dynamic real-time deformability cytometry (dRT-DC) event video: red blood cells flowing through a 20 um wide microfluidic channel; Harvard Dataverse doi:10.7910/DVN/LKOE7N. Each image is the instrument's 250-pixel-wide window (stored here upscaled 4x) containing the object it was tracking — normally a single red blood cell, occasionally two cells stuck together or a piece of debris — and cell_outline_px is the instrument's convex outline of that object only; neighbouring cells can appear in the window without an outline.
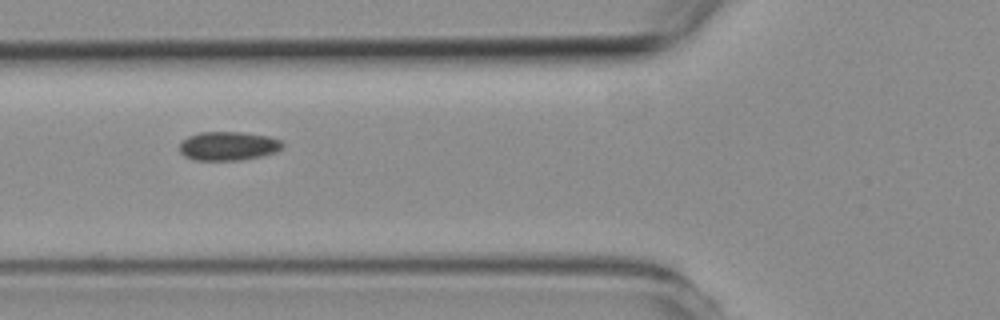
{"species": "common noctule bat (a hibernating species)", "species_latin": "Nyctalus noctula", "temperature_condition": "room temperature", "stored_images_in_passage": 7, "camera_frame_rate_fps": 3000, "um_per_image_px": 0.085, "animal": {"sex": "female", "body_mass_g": 19.3, "forearm_length_mm": 54.1}, "frame": {"image": 1, "passage_image": 3, "time_ms": 3.333, "image_size_px": [1000, 320], "cell_outline_px": [[284, 144], [276, 152], [260, 156], [240, 160], [192, 160], [184, 156], [180, 152], [180, 144], [188, 136], [200, 132], [240, 132], [268, 136], [280, 140]], "centroid_in_image_um": [19.38, 12.41], "position_along_channel_um": 106.4, "area_um2": 17.22}}
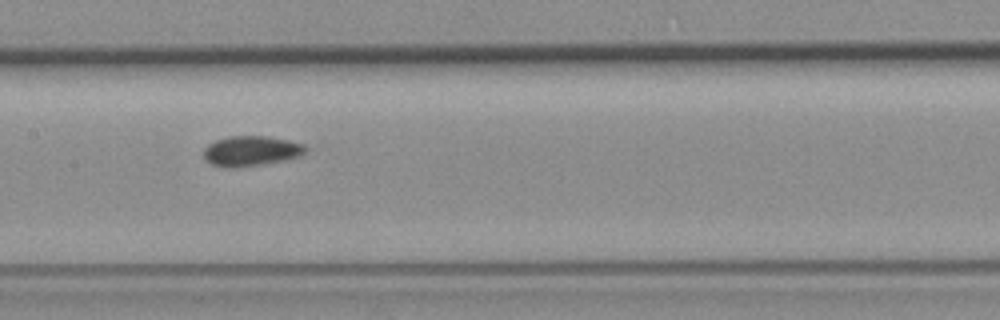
{"frame": {"image": 2, "passage_image": 5, "time_ms": 5.333, "image_size_px": [1000, 320], "cell_outline_px": [[308, 148], [300, 156], [284, 160], [240, 168], [224, 168], [212, 164], [204, 160], [204, 148], [208, 144], [216, 140], [228, 136], [268, 136], [288, 140], [304, 144]], "centroid_in_image_um": [21.32, 12.84], "position_along_channel_um": 186.1, "area_um2": 18.09}}
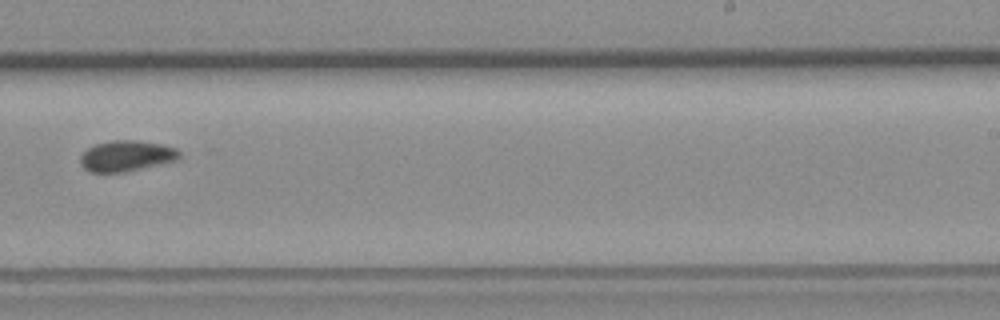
{"frame": {"image": 3, "passage_image": 7, "time_ms": 7.667, "image_size_px": [1000, 320], "cell_outline_px": [[180, 156], [176, 160], [160, 164], [124, 172], [88, 172], [80, 164], [80, 156], [88, 148], [96, 144], [112, 140], [136, 140], [160, 144], [176, 148], [180, 152]], "centroid_in_image_um": [10.72, 13.25], "position_along_channel_um": 278.3, "area_um2": 17.69}}